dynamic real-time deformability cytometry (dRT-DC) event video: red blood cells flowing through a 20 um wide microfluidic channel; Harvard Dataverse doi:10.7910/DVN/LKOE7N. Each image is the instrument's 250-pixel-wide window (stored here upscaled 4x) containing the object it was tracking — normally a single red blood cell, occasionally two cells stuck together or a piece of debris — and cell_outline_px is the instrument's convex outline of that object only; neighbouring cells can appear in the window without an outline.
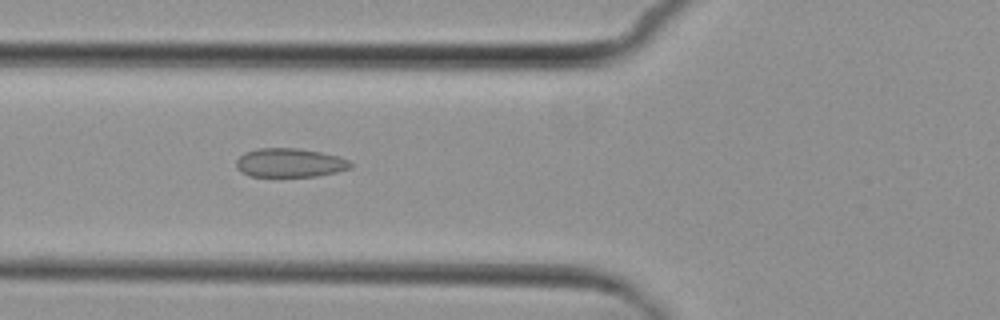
{"species": "common noctule bat (a hibernating species)", "species_latin": "Nyctalus noctula", "temperature_condition": "cold", "stored_images_in_passage": 7, "camera_frame_rate_fps": 3000, "um_per_image_px": 0.085, "animal": {"sex": "female", "body_mass_g": 29.2, "forearm_length_mm": 56.3}, "frame": {"image": 1, "passage_image": 6, "time_ms": 5.667, "image_size_px": [1000, 320], "cell_outline_px": [[352, 168], [336, 172], [316, 176], [252, 176], [240, 172], [236, 168], [236, 160], [244, 152], [256, 148], [300, 148], [340, 156], [348, 160], [352, 164]], "centroid_in_image_um": [24.62, 13.82], "position_along_channel_um": 101.2, "area_um2": 19.36}}
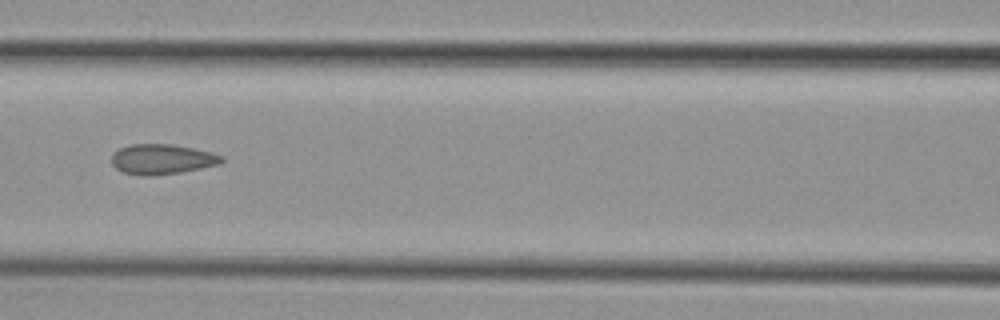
{"frame": {"image": 2, "passage_image": 7, "time_ms": 7.0, "image_size_px": [1000, 320], "cell_outline_px": [[224, 160], [220, 164], [180, 172], [152, 176], [140, 176], [120, 172], [112, 164], [112, 152], [120, 148], [132, 144], [172, 144], [212, 152], [224, 156]], "centroid_in_image_um": [13.75, 13.54], "position_along_channel_um": 152.9, "area_um2": 19.48}}